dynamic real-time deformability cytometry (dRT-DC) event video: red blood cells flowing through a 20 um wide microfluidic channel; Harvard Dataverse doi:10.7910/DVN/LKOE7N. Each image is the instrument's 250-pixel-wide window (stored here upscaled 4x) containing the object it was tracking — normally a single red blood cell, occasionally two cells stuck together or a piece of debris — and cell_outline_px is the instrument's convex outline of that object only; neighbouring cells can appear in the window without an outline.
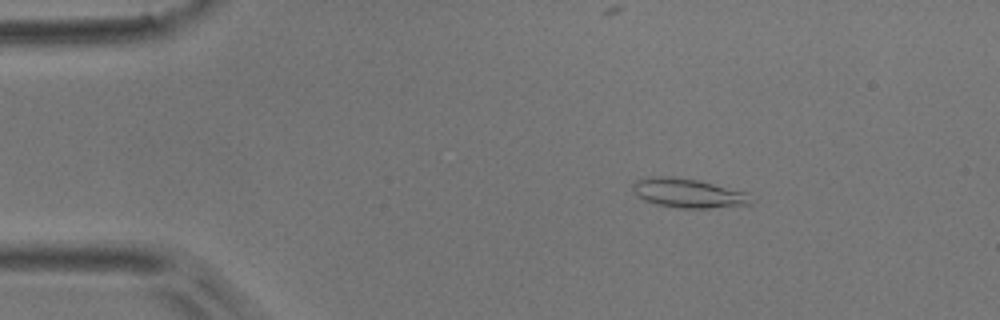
{"species": "common noctule bat (a hibernating species)", "species_latin": "Nyctalus noctula", "temperature_condition": "room temperature", "stored_images_in_passage": 51, "camera_frame_rate_fps": 3000, "um_per_image_px": 0.085, "animal": {"sex": "male", "body_mass_g": 17.9}, "frame": {"image": 1, "passage_image": 7, "time_ms": 2.0, "image_size_px": [1000, 320], "cell_outline_px": [[756, 200], [752, 204], [708, 208], [680, 208], [656, 204], [644, 200], [636, 196], [632, 188], [632, 184], [636, 180], [652, 176], [664, 176], [696, 180], [748, 192]], "centroid_in_image_um": [58.52, 16.43], "position_along_channel_um": 26.5, "area_um2": 20.17}}
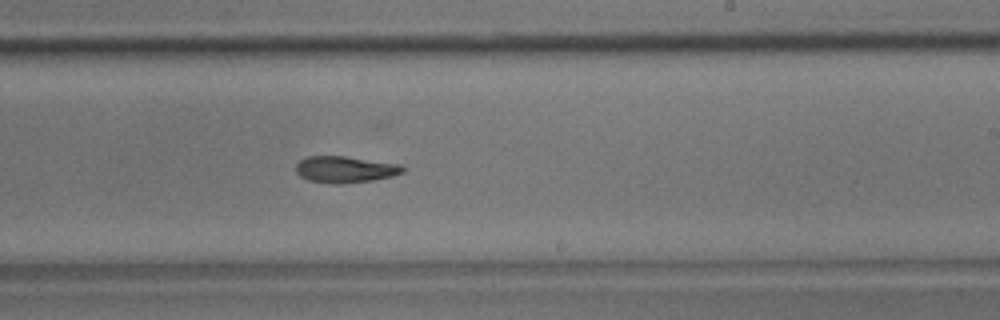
{"frame": {"image": 2, "passage_image": 30, "time_ms": 9.667, "image_size_px": [1000, 320], "cell_outline_px": [[404, 172], [392, 176], [372, 180], [340, 184], [336, 184], [308, 180], [300, 176], [296, 172], [296, 164], [300, 160], [308, 156], [344, 156], [400, 164], [404, 168]], "centroid_in_image_um": [29.32, 14.4], "position_along_channel_um": 259.7, "area_um2": 16.42}}
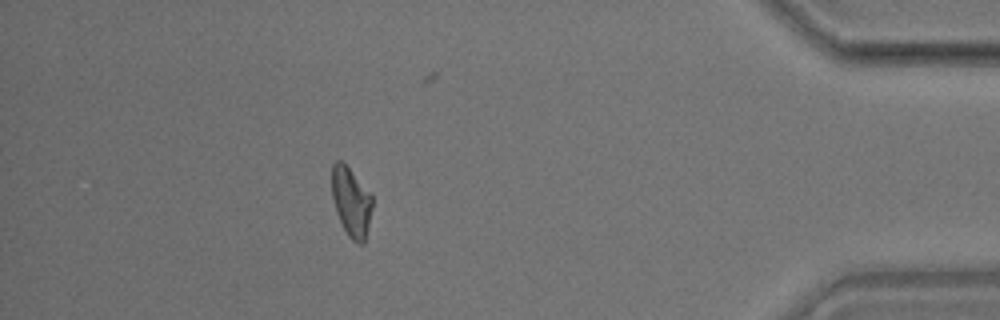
{"frame": {"image": 3, "passage_image": 45, "time_ms": 14.667, "image_size_px": [1000, 320], "cell_outline_px": [[372, 208], [364, 244], [356, 244], [348, 236], [336, 212], [332, 196], [332, 164], [336, 160], [340, 160], [348, 168], [372, 196]], "centroid_in_image_um": [29.84, 17.2], "position_along_channel_um": 405.4, "area_um2": 16.01}, "authors_computed_cell_mechanics": {"area_um2": 16.9354, "velocity_mm_per_s": 3.8567, "shape_relaxation_time_tau1_ms": 9.56, "shape_relaxation_time_tau2_ms": 8.9636, "deformation_change_tau1": 0.2529, "deformation_change_tau2": 0.1917}}